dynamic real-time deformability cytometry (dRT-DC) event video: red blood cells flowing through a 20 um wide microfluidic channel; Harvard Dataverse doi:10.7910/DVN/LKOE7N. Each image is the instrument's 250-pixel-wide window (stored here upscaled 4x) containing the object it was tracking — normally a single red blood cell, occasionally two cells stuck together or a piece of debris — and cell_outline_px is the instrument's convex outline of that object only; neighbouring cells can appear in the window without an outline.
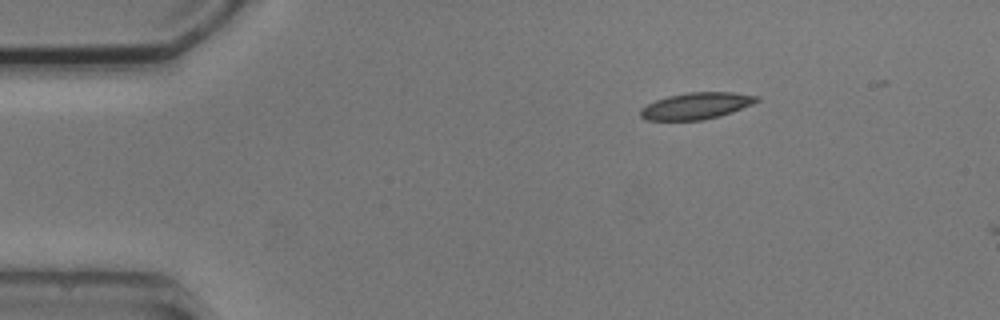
{"species": "common noctule bat (a hibernating species)", "species_latin": "Nyctalus noctula", "temperature_condition": "cold", "stored_images_in_passage": 2, "camera_frame_rate_fps": 3000, "um_per_image_px": 0.085, "animal": {"sex": "male", "body_mass_g": 20.5, "forearm_length_mm": 52.5}, "frame": {"image": 1, "passage_image": 1, "time_ms": 0.0, "image_size_px": [1000, 320], "cell_outline_px": [[760, 100], [752, 104], [732, 112], [720, 116], [704, 120], [644, 120], [640, 116], [640, 108], [656, 100], [668, 96], [688, 92], [732, 92], [760, 96]], "centroid_in_image_um": [59.19, 9.0], "position_along_channel_um": 25.8, "area_um2": 18.09}}